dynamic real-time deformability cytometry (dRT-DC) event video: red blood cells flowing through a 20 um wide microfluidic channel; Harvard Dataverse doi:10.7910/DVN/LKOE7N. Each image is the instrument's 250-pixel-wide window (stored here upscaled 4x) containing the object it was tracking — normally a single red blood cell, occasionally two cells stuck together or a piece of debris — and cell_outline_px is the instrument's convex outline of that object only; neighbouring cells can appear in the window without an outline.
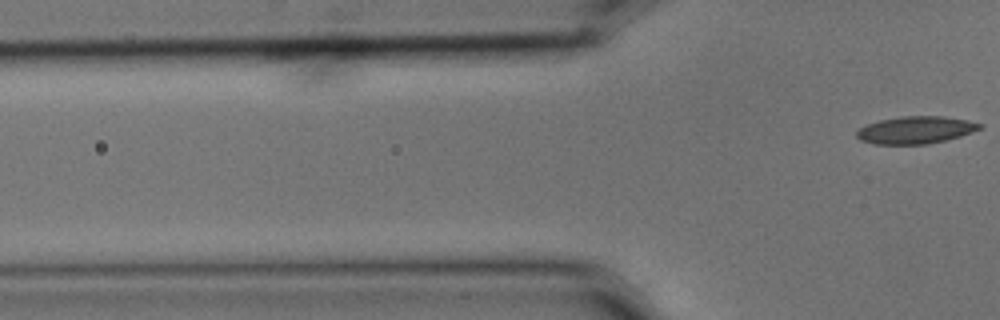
{"species": "common noctule bat (a hibernating species)", "species_latin": "Nyctalus noctula", "temperature_condition": "cold", "stored_images_in_passage": 6, "segment_of_instrument_passage": [2, 2], "camera_frame_rate_fps": 3000, "um_per_image_px": 0.085, "animal": {"sex": "male", "body_mass_g": 15.6}, "frame": {"image": 1, "passage_image": 6, "time_ms": 1.667, "image_size_px": [1000, 320], "cell_outline_px": [[984, 128], [960, 136], [928, 144], [872, 144], [860, 140], [856, 136], [856, 132], [860, 128], [868, 124], [880, 120], [900, 116], [940, 116], [968, 120], [984, 124]], "centroid_in_image_um": [77.85, 11.05], "position_along_channel_um": 48.0, "area_um2": 19.65}}